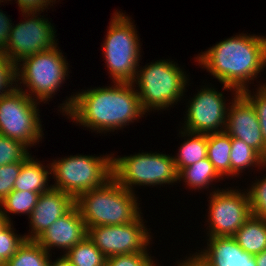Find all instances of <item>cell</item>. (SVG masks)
<instances>
[{"mask_svg":"<svg viewBox=\"0 0 266 266\" xmlns=\"http://www.w3.org/2000/svg\"><path fill=\"white\" fill-rule=\"evenodd\" d=\"M112 86L88 88L66 97L58 106L62 115L96 133L114 132L144 117L132 83L113 82Z\"/></svg>","mask_w":266,"mask_h":266,"instance_id":"cell-1","label":"cell"},{"mask_svg":"<svg viewBox=\"0 0 266 266\" xmlns=\"http://www.w3.org/2000/svg\"><path fill=\"white\" fill-rule=\"evenodd\" d=\"M195 59L223 84V90L236 95L250 88L249 85L266 68V36L237 34L202 51Z\"/></svg>","mask_w":266,"mask_h":266,"instance_id":"cell-2","label":"cell"},{"mask_svg":"<svg viewBox=\"0 0 266 266\" xmlns=\"http://www.w3.org/2000/svg\"><path fill=\"white\" fill-rule=\"evenodd\" d=\"M138 198L112 177L103 186L81 194L75 205L87 228L116 226L131 223L143 214Z\"/></svg>","mask_w":266,"mask_h":266,"instance_id":"cell-3","label":"cell"},{"mask_svg":"<svg viewBox=\"0 0 266 266\" xmlns=\"http://www.w3.org/2000/svg\"><path fill=\"white\" fill-rule=\"evenodd\" d=\"M173 62L174 60L160 59L143 67L138 66L132 84L146 113L153 109L170 110L169 106L173 107L183 99L186 87L190 85L189 75Z\"/></svg>","mask_w":266,"mask_h":266,"instance_id":"cell-4","label":"cell"},{"mask_svg":"<svg viewBox=\"0 0 266 266\" xmlns=\"http://www.w3.org/2000/svg\"><path fill=\"white\" fill-rule=\"evenodd\" d=\"M68 65L58 45L25 57L16 64L17 88L38 103H48L69 76Z\"/></svg>","mask_w":266,"mask_h":266,"instance_id":"cell-5","label":"cell"},{"mask_svg":"<svg viewBox=\"0 0 266 266\" xmlns=\"http://www.w3.org/2000/svg\"><path fill=\"white\" fill-rule=\"evenodd\" d=\"M131 19L116 10L101 46L112 82L132 83L140 65L141 42Z\"/></svg>","mask_w":266,"mask_h":266,"instance_id":"cell-6","label":"cell"},{"mask_svg":"<svg viewBox=\"0 0 266 266\" xmlns=\"http://www.w3.org/2000/svg\"><path fill=\"white\" fill-rule=\"evenodd\" d=\"M51 165L52 188L61 190L75 200L83 193L103 186L112 178V154L105 156L70 155L54 159Z\"/></svg>","mask_w":266,"mask_h":266,"instance_id":"cell-7","label":"cell"},{"mask_svg":"<svg viewBox=\"0 0 266 266\" xmlns=\"http://www.w3.org/2000/svg\"><path fill=\"white\" fill-rule=\"evenodd\" d=\"M112 154V177L124 188L135 193L136 186L178 184V172L169 154L139 152L128 156ZM134 186V187H133Z\"/></svg>","mask_w":266,"mask_h":266,"instance_id":"cell-8","label":"cell"},{"mask_svg":"<svg viewBox=\"0 0 266 266\" xmlns=\"http://www.w3.org/2000/svg\"><path fill=\"white\" fill-rule=\"evenodd\" d=\"M38 103L19 88L0 97V134L18 140L28 148L43 138Z\"/></svg>","mask_w":266,"mask_h":266,"instance_id":"cell-9","label":"cell"},{"mask_svg":"<svg viewBox=\"0 0 266 266\" xmlns=\"http://www.w3.org/2000/svg\"><path fill=\"white\" fill-rule=\"evenodd\" d=\"M229 188H215L209 194L208 238L234 236L252 215L248 193Z\"/></svg>","mask_w":266,"mask_h":266,"instance_id":"cell-10","label":"cell"},{"mask_svg":"<svg viewBox=\"0 0 266 266\" xmlns=\"http://www.w3.org/2000/svg\"><path fill=\"white\" fill-rule=\"evenodd\" d=\"M141 214L131 223L87 228V236L107 257L148 253L152 235Z\"/></svg>","mask_w":266,"mask_h":266,"instance_id":"cell-11","label":"cell"},{"mask_svg":"<svg viewBox=\"0 0 266 266\" xmlns=\"http://www.w3.org/2000/svg\"><path fill=\"white\" fill-rule=\"evenodd\" d=\"M22 15L25 21L12 24L8 46L3 52L15 65L25 57L52 49L58 44L55 27L48 18L37 12Z\"/></svg>","mask_w":266,"mask_h":266,"instance_id":"cell-12","label":"cell"},{"mask_svg":"<svg viewBox=\"0 0 266 266\" xmlns=\"http://www.w3.org/2000/svg\"><path fill=\"white\" fill-rule=\"evenodd\" d=\"M224 97L222 92L213 87L201 86L200 91L191 100L188 99L181 129L201 134L224 132L229 106Z\"/></svg>","mask_w":266,"mask_h":266,"instance_id":"cell-13","label":"cell"},{"mask_svg":"<svg viewBox=\"0 0 266 266\" xmlns=\"http://www.w3.org/2000/svg\"><path fill=\"white\" fill-rule=\"evenodd\" d=\"M233 97L227 110L225 132L231 138L243 140L266 160V144L253 104L242 92Z\"/></svg>","mask_w":266,"mask_h":266,"instance_id":"cell-14","label":"cell"},{"mask_svg":"<svg viewBox=\"0 0 266 266\" xmlns=\"http://www.w3.org/2000/svg\"><path fill=\"white\" fill-rule=\"evenodd\" d=\"M87 236V227L78 207L75 205L69 212L57 219L42 233L36 241L52 254L51 249H63L64 253Z\"/></svg>","mask_w":266,"mask_h":266,"instance_id":"cell-15","label":"cell"},{"mask_svg":"<svg viewBox=\"0 0 266 266\" xmlns=\"http://www.w3.org/2000/svg\"><path fill=\"white\" fill-rule=\"evenodd\" d=\"M75 206V199L67 193L51 188L41 193L37 204L28 217L31 231L25 234L26 240H36L51 224Z\"/></svg>","mask_w":266,"mask_h":266,"instance_id":"cell-16","label":"cell"},{"mask_svg":"<svg viewBox=\"0 0 266 266\" xmlns=\"http://www.w3.org/2000/svg\"><path fill=\"white\" fill-rule=\"evenodd\" d=\"M207 247L193 255L203 266H257L255 256L244 251L233 236L207 238Z\"/></svg>","mask_w":266,"mask_h":266,"instance_id":"cell-17","label":"cell"},{"mask_svg":"<svg viewBox=\"0 0 266 266\" xmlns=\"http://www.w3.org/2000/svg\"><path fill=\"white\" fill-rule=\"evenodd\" d=\"M49 175H51L50 163L45 166L40 160H35L30 155L22 162L20 172L14 182V190L30 191L39 194L47 192L52 188V184L49 185Z\"/></svg>","mask_w":266,"mask_h":266,"instance_id":"cell-18","label":"cell"},{"mask_svg":"<svg viewBox=\"0 0 266 266\" xmlns=\"http://www.w3.org/2000/svg\"><path fill=\"white\" fill-rule=\"evenodd\" d=\"M180 129L179 135L185 141L178 147L176 156L172 155L177 172L181 169L207 158L208 134L192 133ZM188 137V138H187Z\"/></svg>","mask_w":266,"mask_h":266,"instance_id":"cell-19","label":"cell"},{"mask_svg":"<svg viewBox=\"0 0 266 266\" xmlns=\"http://www.w3.org/2000/svg\"><path fill=\"white\" fill-rule=\"evenodd\" d=\"M233 237L249 254L261 253L266 249V220L251 215Z\"/></svg>","mask_w":266,"mask_h":266,"instance_id":"cell-20","label":"cell"},{"mask_svg":"<svg viewBox=\"0 0 266 266\" xmlns=\"http://www.w3.org/2000/svg\"><path fill=\"white\" fill-rule=\"evenodd\" d=\"M266 168V160L243 140L231 138L230 177H239L246 168ZM253 167V168H252Z\"/></svg>","mask_w":266,"mask_h":266,"instance_id":"cell-21","label":"cell"},{"mask_svg":"<svg viewBox=\"0 0 266 266\" xmlns=\"http://www.w3.org/2000/svg\"><path fill=\"white\" fill-rule=\"evenodd\" d=\"M219 179V180H218ZM223 178L215 170L208 158L202 159L197 163L191 164L178 172V182L183 181L187 188L198 190L208 189L213 182ZM217 180V181H216Z\"/></svg>","mask_w":266,"mask_h":266,"instance_id":"cell-22","label":"cell"},{"mask_svg":"<svg viewBox=\"0 0 266 266\" xmlns=\"http://www.w3.org/2000/svg\"><path fill=\"white\" fill-rule=\"evenodd\" d=\"M207 158L223 178L230 177L231 136L225 131L208 134Z\"/></svg>","mask_w":266,"mask_h":266,"instance_id":"cell-23","label":"cell"},{"mask_svg":"<svg viewBox=\"0 0 266 266\" xmlns=\"http://www.w3.org/2000/svg\"><path fill=\"white\" fill-rule=\"evenodd\" d=\"M63 255L72 266H106L107 262V257L88 236Z\"/></svg>","mask_w":266,"mask_h":266,"instance_id":"cell-24","label":"cell"},{"mask_svg":"<svg viewBox=\"0 0 266 266\" xmlns=\"http://www.w3.org/2000/svg\"><path fill=\"white\" fill-rule=\"evenodd\" d=\"M50 256L36 240H25L4 266H48Z\"/></svg>","mask_w":266,"mask_h":266,"instance_id":"cell-25","label":"cell"},{"mask_svg":"<svg viewBox=\"0 0 266 266\" xmlns=\"http://www.w3.org/2000/svg\"><path fill=\"white\" fill-rule=\"evenodd\" d=\"M39 193L13 190L1 203L0 211L11 222L9 214H25L30 216L37 204Z\"/></svg>","mask_w":266,"mask_h":266,"instance_id":"cell-26","label":"cell"},{"mask_svg":"<svg viewBox=\"0 0 266 266\" xmlns=\"http://www.w3.org/2000/svg\"><path fill=\"white\" fill-rule=\"evenodd\" d=\"M25 144L0 134V166L10 163H22L31 155Z\"/></svg>","mask_w":266,"mask_h":266,"instance_id":"cell-27","label":"cell"},{"mask_svg":"<svg viewBox=\"0 0 266 266\" xmlns=\"http://www.w3.org/2000/svg\"><path fill=\"white\" fill-rule=\"evenodd\" d=\"M14 225L9 222L0 231V259L5 263L16 254L18 248L25 242V235L15 233Z\"/></svg>","mask_w":266,"mask_h":266,"instance_id":"cell-28","label":"cell"},{"mask_svg":"<svg viewBox=\"0 0 266 266\" xmlns=\"http://www.w3.org/2000/svg\"><path fill=\"white\" fill-rule=\"evenodd\" d=\"M262 179L255 180V183H251V187L246 189L252 216L263 218L266 220V174Z\"/></svg>","mask_w":266,"mask_h":266,"instance_id":"cell-29","label":"cell"},{"mask_svg":"<svg viewBox=\"0 0 266 266\" xmlns=\"http://www.w3.org/2000/svg\"><path fill=\"white\" fill-rule=\"evenodd\" d=\"M262 84H258L259 87L256 88L255 93L254 91L251 92L249 88L243 90L242 93L251 101L256 110L261 132L266 144V83Z\"/></svg>","mask_w":266,"mask_h":266,"instance_id":"cell-30","label":"cell"},{"mask_svg":"<svg viewBox=\"0 0 266 266\" xmlns=\"http://www.w3.org/2000/svg\"><path fill=\"white\" fill-rule=\"evenodd\" d=\"M16 82V65L0 52V97L12 92L17 87Z\"/></svg>","mask_w":266,"mask_h":266,"instance_id":"cell-31","label":"cell"},{"mask_svg":"<svg viewBox=\"0 0 266 266\" xmlns=\"http://www.w3.org/2000/svg\"><path fill=\"white\" fill-rule=\"evenodd\" d=\"M153 260L149 253L115 255L107 258L106 266H160Z\"/></svg>","mask_w":266,"mask_h":266,"instance_id":"cell-32","label":"cell"},{"mask_svg":"<svg viewBox=\"0 0 266 266\" xmlns=\"http://www.w3.org/2000/svg\"><path fill=\"white\" fill-rule=\"evenodd\" d=\"M22 163H10L0 166V203L14 190Z\"/></svg>","mask_w":266,"mask_h":266,"instance_id":"cell-33","label":"cell"},{"mask_svg":"<svg viewBox=\"0 0 266 266\" xmlns=\"http://www.w3.org/2000/svg\"><path fill=\"white\" fill-rule=\"evenodd\" d=\"M7 1L11 0H5ZM19 6V10H21L22 13H32V12H37V13H42L44 12L45 9H50L48 8L49 6L51 7L52 4H55L56 0H15ZM52 3V4H51Z\"/></svg>","mask_w":266,"mask_h":266,"instance_id":"cell-34","label":"cell"},{"mask_svg":"<svg viewBox=\"0 0 266 266\" xmlns=\"http://www.w3.org/2000/svg\"><path fill=\"white\" fill-rule=\"evenodd\" d=\"M5 0H0V3L4 2ZM12 20L10 19L9 15L7 16L3 11L0 9V52H4L8 46V39L11 32L12 27Z\"/></svg>","mask_w":266,"mask_h":266,"instance_id":"cell-35","label":"cell"},{"mask_svg":"<svg viewBox=\"0 0 266 266\" xmlns=\"http://www.w3.org/2000/svg\"><path fill=\"white\" fill-rule=\"evenodd\" d=\"M177 266H203L193 255L185 257V260L177 262Z\"/></svg>","mask_w":266,"mask_h":266,"instance_id":"cell-36","label":"cell"},{"mask_svg":"<svg viewBox=\"0 0 266 266\" xmlns=\"http://www.w3.org/2000/svg\"><path fill=\"white\" fill-rule=\"evenodd\" d=\"M52 258H49L48 266H72L70 262L64 257V255H60V257L54 261L51 260Z\"/></svg>","mask_w":266,"mask_h":266,"instance_id":"cell-37","label":"cell"},{"mask_svg":"<svg viewBox=\"0 0 266 266\" xmlns=\"http://www.w3.org/2000/svg\"><path fill=\"white\" fill-rule=\"evenodd\" d=\"M255 262L257 266H266V249L255 255Z\"/></svg>","mask_w":266,"mask_h":266,"instance_id":"cell-38","label":"cell"},{"mask_svg":"<svg viewBox=\"0 0 266 266\" xmlns=\"http://www.w3.org/2000/svg\"><path fill=\"white\" fill-rule=\"evenodd\" d=\"M9 223L7 218L0 211V231Z\"/></svg>","mask_w":266,"mask_h":266,"instance_id":"cell-39","label":"cell"},{"mask_svg":"<svg viewBox=\"0 0 266 266\" xmlns=\"http://www.w3.org/2000/svg\"><path fill=\"white\" fill-rule=\"evenodd\" d=\"M0 266H4V262L0 259Z\"/></svg>","mask_w":266,"mask_h":266,"instance_id":"cell-40","label":"cell"}]
</instances>
